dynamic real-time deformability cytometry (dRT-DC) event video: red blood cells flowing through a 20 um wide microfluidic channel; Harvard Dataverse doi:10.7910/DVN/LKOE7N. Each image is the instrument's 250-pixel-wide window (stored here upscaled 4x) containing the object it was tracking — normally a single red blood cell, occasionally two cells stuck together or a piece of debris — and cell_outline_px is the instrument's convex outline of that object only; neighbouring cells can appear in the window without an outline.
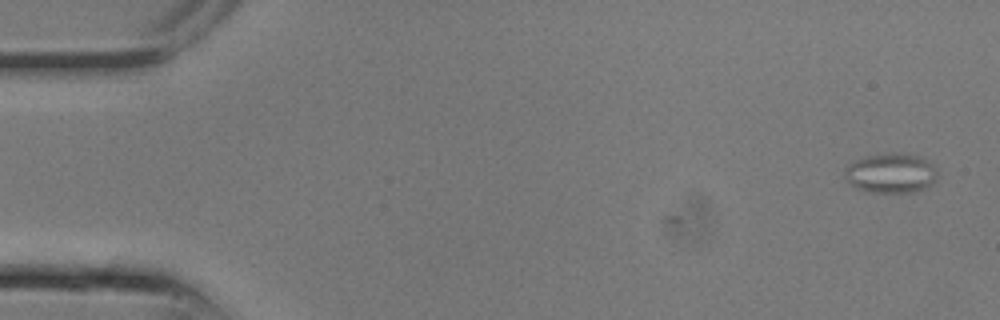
{"species": "common noctule bat (a hibernating species)", "species_latin": "Nyctalus noctula", "temperature_condition": "room temperature", "stored_images_in_passage": 9, "camera_frame_rate_fps": 3000, "um_per_image_px": 0.085, "animal": {"sex": "male", "body_mass_g": 13.3}, "frame": {"image": 1, "passage_image": 1, "time_ms": 0.0, "image_size_px": [1000, 320], "cell_outline_px": [[936, 180], [932, 184], [916, 192], [872, 192], [856, 188], [844, 176], [844, 168], [848, 164], [856, 160], [868, 156], [896, 152], [920, 156], [936, 168]], "centroid_in_image_um": [75.73, 14.72], "position_along_channel_um": 9.3, "area_um2": 21.33}}
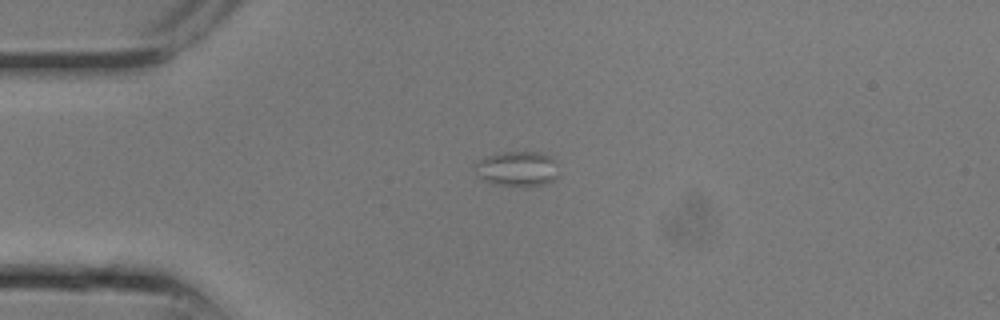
{"frame": {"image": 2, "passage_image": 6, "time_ms": 1.667, "image_size_px": [1000, 320], "cell_outline_px": [[556, 176], [552, 180], [544, 184], [524, 188], [492, 184], [484, 180], [480, 176], [472, 164], [476, 160], [484, 156], [496, 152], [540, 152], [548, 156], [552, 160]], "centroid_in_image_um": [43.85, 14.36], "position_along_channel_um": 41.1, "area_um2": 17.22}}
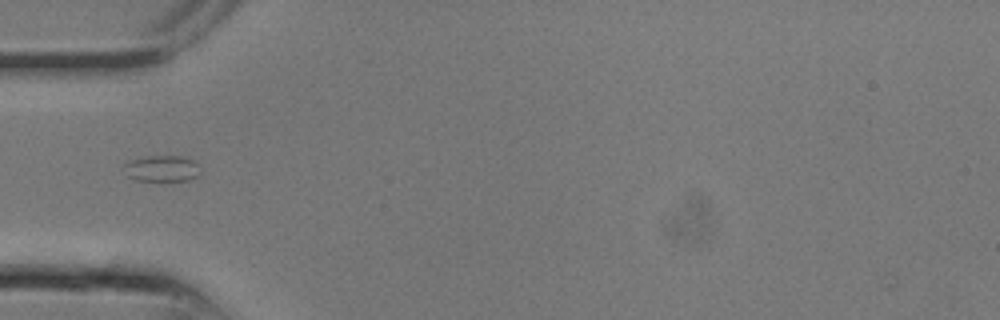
{"frame": {"image": 3, "passage_image": 8, "time_ms": 2.333, "image_size_px": [1000, 320], "cell_outline_px": [[200, 176], [188, 180], [136, 180], [128, 176], [120, 168], [124, 164], [132, 160], [148, 156], [180, 156], [192, 160], [196, 164], [200, 172]], "centroid_in_image_um": [13.73, 14.33], "position_along_channel_um": 71.3, "area_um2": 11.56}}